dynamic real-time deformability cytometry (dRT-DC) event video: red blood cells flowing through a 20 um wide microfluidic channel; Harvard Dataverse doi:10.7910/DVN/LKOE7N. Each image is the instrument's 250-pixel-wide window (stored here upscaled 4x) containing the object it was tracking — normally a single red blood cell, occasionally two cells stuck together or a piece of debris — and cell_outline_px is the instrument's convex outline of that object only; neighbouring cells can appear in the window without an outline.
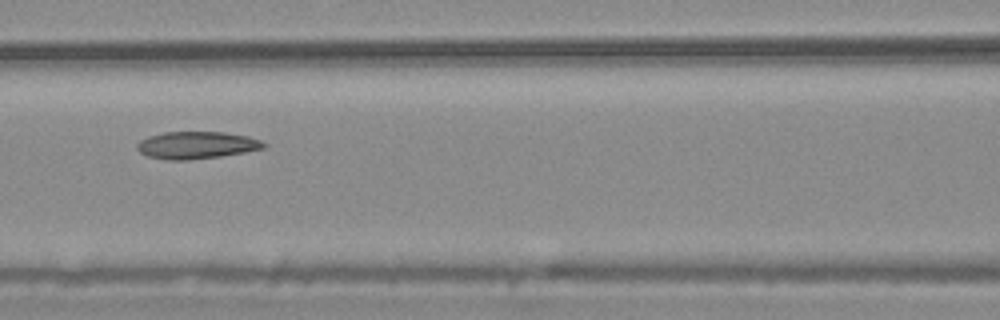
{"species": "common noctule bat (a hibernating species)", "species_latin": "Nyctalus noctula", "temperature_condition": "warm", "stored_images_in_passage": 7, "camera_frame_rate_fps": 3000, "um_per_image_px": 0.085, "animal": {"sex": "male", "body_mass_g": 20.4}, "frame": {"image": 1, "passage_image": 5, "time_ms": 1.333, "image_size_px": [1000, 320], "cell_outline_px": [[268, 144], [264, 148], [244, 152], [220, 156], [188, 160], [168, 160], [148, 156], [140, 152], [136, 148], [136, 144], [140, 140], [148, 136], [164, 132], [224, 132], [248, 136], [260, 140]], "centroid_in_image_um": [16.7, 12.33], "position_along_channel_um": 149.9, "area_um2": 20.11}}
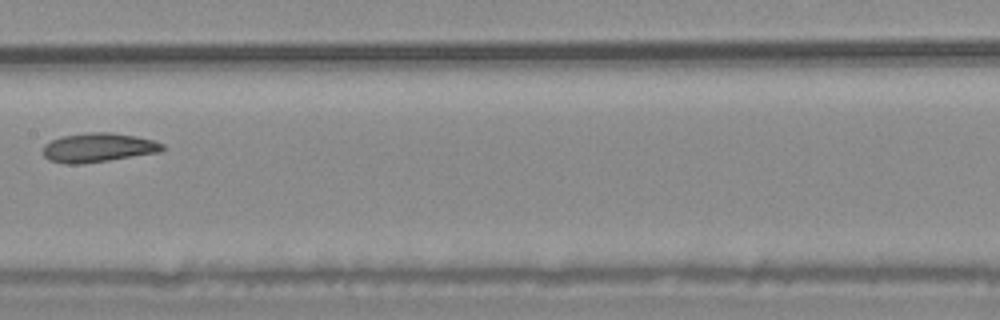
{"frame": {"image": 2, "passage_image": 6, "time_ms": 1.667, "image_size_px": [1000, 320], "cell_outline_px": [[164, 148], [160, 152], [108, 160], [80, 164], [64, 164], [48, 160], [44, 156], [44, 144], [60, 136], [88, 132], [112, 132], [136, 136], [152, 140], [164, 144]], "centroid_in_image_um": [8.32, 12.54], "position_along_channel_um": 199.1, "area_um2": 20.29}}
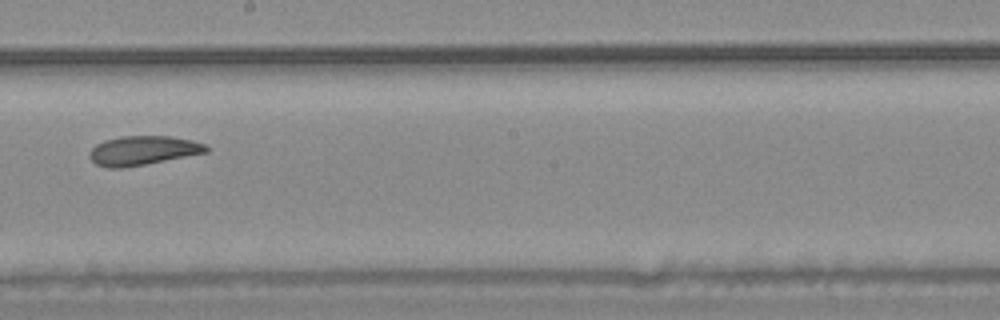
{"frame": {"image": 3, "passage_image": 7, "time_ms": 2.0, "image_size_px": [1000, 320], "cell_outline_px": [[208, 152], [144, 164], [120, 168], [108, 168], [96, 164], [88, 156], [88, 152], [96, 144], [104, 140], [124, 136], [172, 136], [192, 140], [204, 144], [208, 148]], "centroid_in_image_um": [12.12, 12.78], "position_along_channel_um": 236.1, "area_um2": 19.71}}